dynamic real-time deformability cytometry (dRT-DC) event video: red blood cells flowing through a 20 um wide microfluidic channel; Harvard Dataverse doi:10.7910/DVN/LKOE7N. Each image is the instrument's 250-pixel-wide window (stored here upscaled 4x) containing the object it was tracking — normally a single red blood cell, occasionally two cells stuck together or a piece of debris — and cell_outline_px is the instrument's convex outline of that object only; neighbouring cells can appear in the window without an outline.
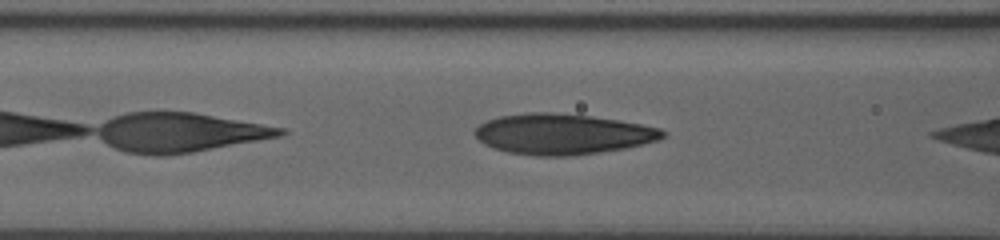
{"species": "human", "species_latin": "Homo sapiens", "temperature_condition": "room temperature", "stored_images_in_passage": 18, "camera_frame_rate_fps": 3000, "um_per_image_px": 0.085, "donor": {"sex": "male"}, "frame": {"image": 1, "passage_image": 3, "time_ms": 0.667, "image_size_px": [1000, 240], "cell_outline_px": [[664, 136], [660, 140], [624, 148], [600, 152], [568, 156], [536, 156], [508, 152], [484, 144], [472, 132], [480, 124], [488, 120], [500, 116], [528, 112], [556, 112], [592, 116], [640, 124], [660, 128], [664, 132]], "centroid_in_image_um": [47.8, 11.39], "position_along_channel_um": 118.8, "area_um2": 44.27}}